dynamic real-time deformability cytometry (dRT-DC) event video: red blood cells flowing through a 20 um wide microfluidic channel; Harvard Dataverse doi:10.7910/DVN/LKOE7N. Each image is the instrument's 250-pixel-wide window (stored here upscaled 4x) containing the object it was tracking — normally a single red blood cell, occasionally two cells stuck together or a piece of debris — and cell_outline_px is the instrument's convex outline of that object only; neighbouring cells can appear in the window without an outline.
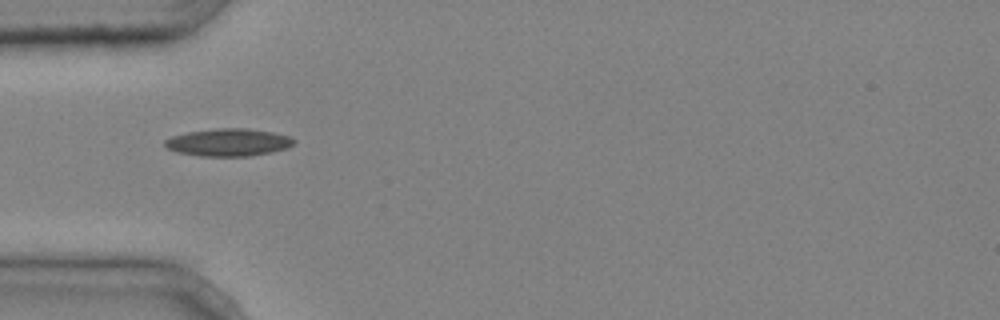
{"species": "common noctule bat (a hibernating species)", "species_latin": "Nyctalus noctula", "temperature_condition": "cold", "stored_images_in_passage": 3, "camera_frame_rate_fps": 3000, "um_per_image_px": 0.085, "animal": {"sex": "male", "body_mass_g": 20.4}, "frame": {"image": 1, "passage_image": 2, "time_ms": 0.333, "image_size_px": [1000, 320], "cell_outline_px": [[296, 140], [288, 148], [272, 152], [248, 156], [200, 156], [176, 152], [168, 148], [164, 144], [164, 140], [172, 136], [188, 132], [216, 128], [248, 128], [272, 132], [292, 136]], "centroid_in_image_um": [19.44, 12.1], "position_along_channel_um": 65.6, "area_um2": 20.81}}